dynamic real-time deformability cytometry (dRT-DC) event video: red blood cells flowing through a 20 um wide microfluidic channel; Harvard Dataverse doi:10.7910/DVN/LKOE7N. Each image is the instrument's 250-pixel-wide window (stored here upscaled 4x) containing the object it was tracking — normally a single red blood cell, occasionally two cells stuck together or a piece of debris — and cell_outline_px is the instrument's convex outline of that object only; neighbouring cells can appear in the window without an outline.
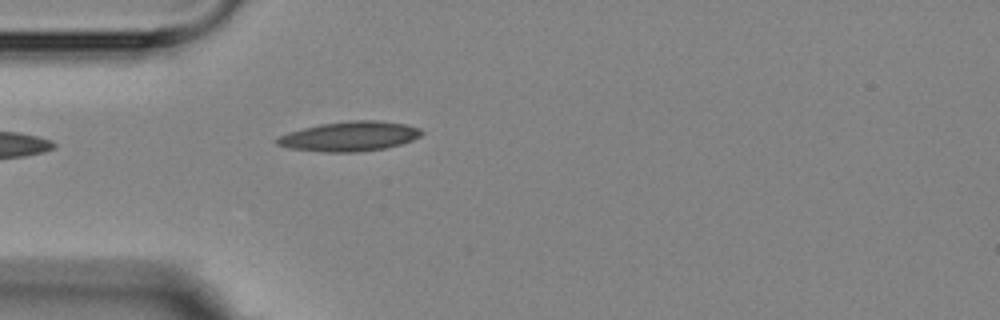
{"species": "Egyptian fruit bat (a non-hibernating species)", "species_latin": "Rousettus aegyptiacus", "temperature_condition": "room temperature", "stored_images_in_passage": 5, "camera_frame_rate_fps": 3000, "um_per_image_px": 0.085, "animal": {"sex": "female"}, "frame": {"image": 1, "passage_image": 5, "time_ms": 4.667, "image_size_px": [1000, 320], "cell_outline_px": [[424, 132], [420, 136], [412, 140], [400, 144], [384, 148], [356, 152], [324, 152], [288, 148], [276, 144], [272, 140], [276, 136], [288, 132], [320, 124], [352, 120], [376, 120], [408, 124], [420, 128]], "centroid_in_image_um": [29.68, 11.58], "position_along_channel_um": 55.3, "area_um2": 25.2}}